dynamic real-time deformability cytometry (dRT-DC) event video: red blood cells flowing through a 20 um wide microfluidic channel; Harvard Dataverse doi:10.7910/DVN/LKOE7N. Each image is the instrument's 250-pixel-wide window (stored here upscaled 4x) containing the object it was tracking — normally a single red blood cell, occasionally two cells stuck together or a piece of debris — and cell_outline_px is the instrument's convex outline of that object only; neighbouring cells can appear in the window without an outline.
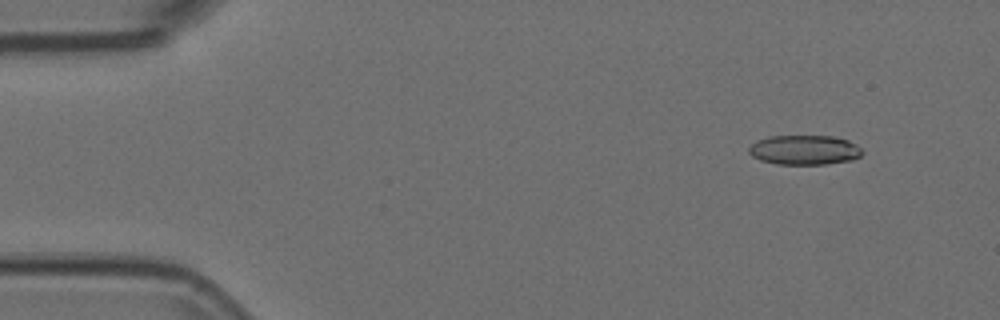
{"species": "Egyptian fruit bat (a non-hibernating species)", "species_latin": "Rousettus aegyptiacus", "temperature_condition": "room temperature", "stored_images_in_passage": 54, "camera_frame_rate_fps": 3000, "um_per_image_px": 0.085, "animal": {"sex": "female"}, "frame": {"image": 1, "passage_image": 5, "time_ms": 1.333, "image_size_px": [1000, 320], "cell_outline_px": [[864, 152], [860, 156], [852, 160], [824, 164], [776, 164], [760, 160], [752, 156], [748, 152], [748, 148], [756, 140], [768, 136], [832, 136], [848, 140], [856, 144]], "centroid_in_image_um": [68.36, 12.74], "position_along_channel_um": 16.6, "area_um2": 19.65}}
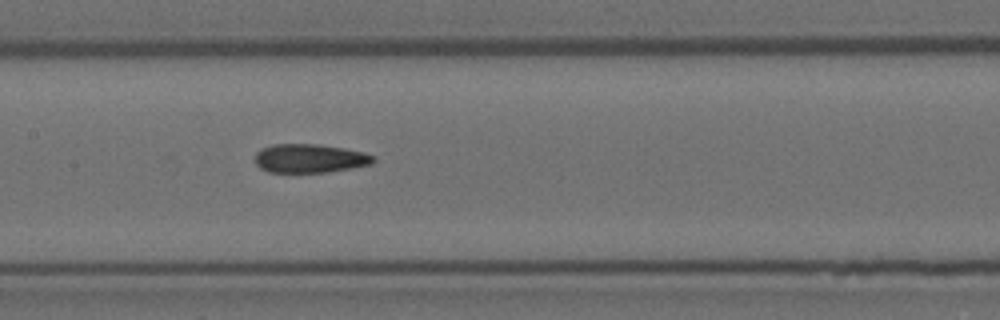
{"frame": {"image": 2, "passage_image": 26, "time_ms": 8.333, "image_size_px": [1000, 320], "cell_outline_px": [[376, 160], [372, 164], [352, 168], [328, 172], [268, 172], [260, 168], [256, 164], [256, 152], [260, 148], [272, 144], [320, 144], [344, 148], [364, 152], [376, 156]], "centroid_in_image_um": [26.35, 13.45], "position_along_channel_um": 181.0, "area_um2": 20.06}}
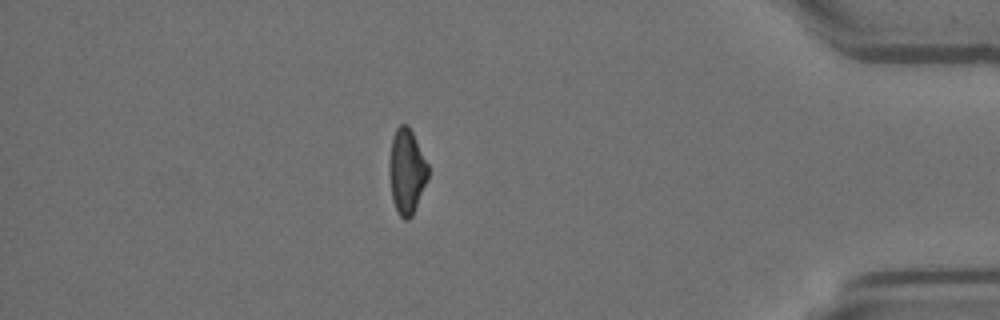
{"frame": {"image": 3, "passage_image": 47, "time_ms": 15.333, "image_size_px": [1000, 320], "cell_outline_px": [[428, 180], [412, 216], [408, 220], [404, 220], [396, 212], [392, 200], [388, 172], [388, 164], [392, 136], [396, 128], [400, 124], [408, 124], [428, 164]], "centroid_in_image_um": [34.54, 14.58], "position_along_channel_um": 400.7, "area_um2": 19.59}}